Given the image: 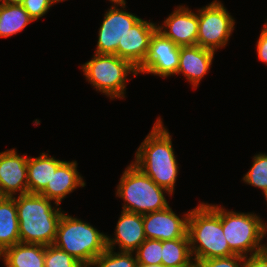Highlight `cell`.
<instances>
[{"label": "cell", "instance_id": "6da1fadb", "mask_svg": "<svg viewBox=\"0 0 267 267\" xmlns=\"http://www.w3.org/2000/svg\"><path fill=\"white\" fill-rule=\"evenodd\" d=\"M160 116L151 131L138 146L134 161H131L158 186L172 195L178 177L179 166L172 144V135L163 125Z\"/></svg>", "mask_w": 267, "mask_h": 267}, {"label": "cell", "instance_id": "7a4b0ae2", "mask_svg": "<svg viewBox=\"0 0 267 267\" xmlns=\"http://www.w3.org/2000/svg\"><path fill=\"white\" fill-rule=\"evenodd\" d=\"M187 234L195 264L201 260L235 255L222 230L220 205L200 202L190 210Z\"/></svg>", "mask_w": 267, "mask_h": 267}, {"label": "cell", "instance_id": "3957f363", "mask_svg": "<svg viewBox=\"0 0 267 267\" xmlns=\"http://www.w3.org/2000/svg\"><path fill=\"white\" fill-rule=\"evenodd\" d=\"M18 196V197H17ZM15 196L19 221L20 242L53 244L57 226L64 211L59 204L52 206V200L40 194H23Z\"/></svg>", "mask_w": 267, "mask_h": 267}, {"label": "cell", "instance_id": "277c9868", "mask_svg": "<svg viewBox=\"0 0 267 267\" xmlns=\"http://www.w3.org/2000/svg\"><path fill=\"white\" fill-rule=\"evenodd\" d=\"M118 183L116 196L124 201V211L144 215L169 206L165 197L166 194H172L158 186L132 162L124 170Z\"/></svg>", "mask_w": 267, "mask_h": 267}, {"label": "cell", "instance_id": "5b68a950", "mask_svg": "<svg viewBox=\"0 0 267 267\" xmlns=\"http://www.w3.org/2000/svg\"><path fill=\"white\" fill-rule=\"evenodd\" d=\"M53 244L70 254L82 265H91L94 259L107 248L106 234L94 228L90 223L64 212L59 220Z\"/></svg>", "mask_w": 267, "mask_h": 267}, {"label": "cell", "instance_id": "8992f818", "mask_svg": "<svg viewBox=\"0 0 267 267\" xmlns=\"http://www.w3.org/2000/svg\"><path fill=\"white\" fill-rule=\"evenodd\" d=\"M86 81L96 91L104 93L111 100L125 98L128 75L138 76V70L130 62L117 55L94 53L90 61L81 65Z\"/></svg>", "mask_w": 267, "mask_h": 267}, {"label": "cell", "instance_id": "52a82bcc", "mask_svg": "<svg viewBox=\"0 0 267 267\" xmlns=\"http://www.w3.org/2000/svg\"><path fill=\"white\" fill-rule=\"evenodd\" d=\"M221 223L225 239L235 255L247 257L262 252L267 232L260 215L230 211L221 205Z\"/></svg>", "mask_w": 267, "mask_h": 267}, {"label": "cell", "instance_id": "ba28073f", "mask_svg": "<svg viewBox=\"0 0 267 267\" xmlns=\"http://www.w3.org/2000/svg\"><path fill=\"white\" fill-rule=\"evenodd\" d=\"M235 20L223 3L214 0L198 9L197 45L216 52L225 47L234 30Z\"/></svg>", "mask_w": 267, "mask_h": 267}, {"label": "cell", "instance_id": "9c48e42d", "mask_svg": "<svg viewBox=\"0 0 267 267\" xmlns=\"http://www.w3.org/2000/svg\"><path fill=\"white\" fill-rule=\"evenodd\" d=\"M126 2L112 4L105 12L98 31V41L95 53L117 55L119 42L124 35L140 19L126 10Z\"/></svg>", "mask_w": 267, "mask_h": 267}, {"label": "cell", "instance_id": "30bf717a", "mask_svg": "<svg viewBox=\"0 0 267 267\" xmlns=\"http://www.w3.org/2000/svg\"><path fill=\"white\" fill-rule=\"evenodd\" d=\"M180 47L156 30L151 37L149 50L138 73L153 74L159 77L176 75L179 67Z\"/></svg>", "mask_w": 267, "mask_h": 267}, {"label": "cell", "instance_id": "8fae6325", "mask_svg": "<svg viewBox=\"0 0 267 267\" xmlns=\"http://www.w3.org/2000/svg\"><path fill=\"white\" fill-rule=\"evenodd\" d=\"M190 210L180 218L170 206L143 215V225L146 239L160 241L189 238L188 217Z\"/></svg>", "mask_w": 267, "mask_h": 267}, {"label": "cell", "instance_id": "7c38bea8", "mask_svg": "<svg viewBox=\"0 0 267 267\" xmlns=\"http://www.w3.org/2000/svg\"><path fill=\"white\" fill-rule=\"evenodd\" d=\"M27 155L15 148L0 152V197H15L28 193Z\"/></svg>", "mask_w": 267, "mask_h": 267}, {"label": "cell", "instance_id": "4fadbf2b", "mask_svg": "<svg viewBox=\"0 0 267 267\" xmlns=\"http://www.w3.org/2000/svg\"><path fill=\"white\" fill-rule=\"evenodd\" d=\"M176 7L157 30L179 47L197 45L198 10L194 13L188 6Z\"/></svg>", "mask_w": 267, "mask_h": 267}, {"label": "cell", "instance_id": "5bb4252c", "mask_svg": "<svg viewBox=\"0 0 267 267\" xmlns=\"http://www.w3.org/2000/svg\"><path fill=\"white\" fill-rule=\"evenodd\" d=\"M157 23L140 18L119 42L117 56L130 62L137 69L144 62Z\"/></svg>", "mask_w": 267, "mask_h": 267}, {"label": "cell", "instance_id": "9a60e30c", "mask_svg": "<svg viewBox=\"0 0 267 267\" xmlns=\"http://www.w3.org/2000/svg\"><path fill=\"white\" fill-rule=\"evenodd\" d=\"M114 235H106L107 248L114 250L118 245L119 252H134L146 240L143 215L122 210Z\"/></svg>", "mask_w": 267, "mask_h": 267}, {"label": "cell", "instance_id": "2e32d148", "mask_svg": "<svg viewBox=\"0 0 267 267\" xmlns=\"http://www.w3.org/2000/svg\"><path fill=\"white\" fill-rule=\"evenodd\" d=\"M215 52L198 45L180 47L179 67L176 75L183 74L196 89L202 78L209 72Z\"/></svg>", "mask_w": 267, "mask_h": 267}, {"label": "cell", "instance_id": "e0dca14e", "mask_svg": "<svg viewBox=\"0 0 267 267\" xmlns=\"http://www.w3.org/2000/svg\"><path fill=\"white\" fill-rule=\"evenodd\" d=\"M77 161H63L53 171L51 181L48 182L46 188L40 193L49 200L54 201L53 205L61 203L68 194L79 187H85L86 183L77 169Z\"/></svg>", "mask_w": 267, "mask_h": 267}, {"label": "cell", "instance_id": "ac0fdd59", "mask_svg": "<svg viewBox=\"0 0 267 267\" xmlns=\"http://www.w3.org/2000/svg\"><path fill=\"white\" fill-rule=\"evenodd\" d=\"M63 161L50 157L45 152L40 153L38 157L29 156L27 161L28 193L40 194L51 181L53 171H56Z\"/></svg>", "mask_w": 267, "mask_h": 267}, {"label": "cell", "instance_id": "d6986e66", "mask_svg": "<svg viewBox=\"0 0 267 267\" xmlns=\"http://www.w3.org/2000/svg\"><path fill=\"white\" fill-rule=\"evenodd\" d=\"M5 267H44L45 246L19 242L1 254Z\"/></svg>", "mask_w": 267, "mask_h": 267}, {"label": "cell", "instance_id": "ffe728a7", "mask_svg": "<svg viewBox=\"0 0 267 267\" xmlns=\"http://www.w3.org/2000/svg\"><path fill=\"white\" fill-rule=\"evenodd\" d=\"M20 242L15 197H0V254Z\"/></svg>", "mask_w": 267, "mask_h": 267}, {"label": "cell", "instance_id": "44dd1931", "mask_svg": "<svg viewBox=\"0 0 267 267\" xmlns=\"http://www.w3.org/2000/svg\"><path fill=\"white\" fill-rule=\"evenodd\" d=\"M34 22L21 4H0V38H8Z\"/></svg>", "mask_w": 267, "mask_h": 267}, {"label": "cell", "instance_id": "7402d4cb", "mask_svg": "<svg viewBox=\"0 0 267 267\" xmlns=\"http://www.w3.org/2000/svg\"><path fill=\"white\" fill-rule=\"evenodd\" d=\"M165 267H193L195 265L189 238L162 241V260Z\"/></svg>", "mask_w": 267, "mask_h": 267}, {"label": "cell", "instance_id": "603a6c76", "mask_svg": "<svg viewBox=\"0 0 267 267\" xmlns=\"http://www.w3.org/2000/svg\"><path fill=\"white\" fill-rule=\"evenodd\" d=\"M242 181L261 189L264 197L267 195V153L260 152L253 156L252 166Z\"/></svg>", "mask_w": 267, "mask_h": 267}, {"label": "cell", "instance_id": "cb8c5ba5", "mask_svg": "<svg viewBox=\"0 0 267 267\" xmlns=\"http://www.w3.org/2000/svg\"><path fill=\"white\" fill-rule=\"evenodd\" d=\"M134 252H115L106 248L94 259L91 267H136L137 260Z\"/></svg>", "mask_w": 267, "mask_h": 267}, {"label": "cell", "instance_id": "d4e9b609", "mask_svg": "<svg viewBox=\"0 0 267 267\" xmlns=\"http://www.w3.org/2000/svg\"><path fill=\"white\" fill-rule=\"evenodd\" d=\"M137 263L158 265L162 260V241L146 239L135 251Z\"/></svg>", "mask_w": 267, "mask_h": 267}, {"label": "cell", "instance_id": "484cf974", "mask_svg": "<svg viewBox=\"0 0 267 267\" xmlns=\"http://www.w3.org/2000/svg\"><path fill=\"white\" fill-rule=\"evenodd\" d=\"M82 264L54 244L45 246L44 267H81Z\"/></svg>", "mask_w": 267, "mask_h": 267}, {"label": "cell", "instance_id": "4316f807", "mask_svg": "<svg viewBox=\"0 0 267 267\" xmlns=\"http://www.w3.org/2000/svg\"><path fill=\"white\" fill-rule=\"evenodd\" d=\"M59 3L58 0H23L22 7L27 11L29 16L37 21L42 18L52 5Z\"/></svg>", "mask_w": 267, "mask_h": 267}, {"label": "cell", "instance_id": "83f0119b", "mask_svg": "<svg viewBox=\"0 0 267 267\" xmlns=\"http://www.w3.org/2000/svg\"><path fill=\"white\" fill-rule=\"evenodd\" d=\"M196 265L198 267H244V257L231 255L228 257L212 258L198 261Z\"/></svg>", "mask_w": 267, "mask_h": 267}, {"label": "cell", "instance_id": "f1b7e54d", "mask_svg": "<svg viewBox=\"0 0 267 267\" xmlns=\"http://www.w3.org/2000/svg\"><path fill=\"white\" fill-rule=\"evenodd\" d=\"M256 50L258 59L261 62L266 63L267 66V22H265L264 26L262 27V31L257 40Z\"/></svg>", "mask_w": 267, "mask_h": 267}, {"label": "cell", "instance_id": "f546056e", "mask_svg": "<svg viewBox=\"0 0 267 267\" xmlns=\"http://www.w3.org/2000/svg\"><path fill=\"white\" fill-rule=\"evenodd\" d=\"M244 267H267V257L263 252L244 257Z\"/></svg>", "mask_w": 267, "mask_h": 267}, {"label": "cell", "instance_id": "4dcf8cb0", "mask_svg": "<svg viewBox=\"0 0 267 267\" xmlns=\"http://www.w3.org/2000/svg\"><path fill=\"white\" fill-rule=\"evenodd\" d=\"M136 267H165V266L162 265V264H158V265H145V264L137 263Z\"/></svg>", "mask_w": 267, "mask_h": 267}, {"label": "cell", "instance_id": "1f68e13d", "mask_svg": "<svg viewBox=\"0 0 267 267\" xmlns=\"http://www.w3.org/2000/svg\"><path fill=\"white\" fill-rule=\"evenodd\" d=\"M111 2V4H120L126 2L125 0H108Z\"/></svg>", "mask_w": 267, "mask_h": 267}, {"label": "cell", "instance_id": "d6a6232c", "mask_svg": "<svg viewBox=\"0 0 267 267\" xmlns=\"http://www.w3.org/2000/svg\"><path fill=\"white\" fill-rule=\"evenodd\" d=\"M23 0H8V3L10 4H21Z\"/></svg>", "mask_w": 267, "mask_h": 267}, {"label": "cell", "instance_id": "836d02e7", "mask_svg": "<svg viewBox=\"0 0 267 267\" xmlns=\"http://www.w3.org/2000/svg\"><path fill=\"white\" fill-rule=\"evenodd\" d=\"M262 252L266 255L267 257V244H263L262 246Z\"/></svg>", "mask_w": 267, "mask_h": 267}, {"label": "cell", "instance_id": "e575fe53", "mask_svg": "<svg viewBox=\"0 0 267 267\" xmlns=\"http://www.w3.org/2000/svg\"><path fill=\"white\" fill-rule=\"evenodd\" d=\"M8 3V0H0V4Z\"/></svg>", "mask_w": 267, "mask_h": 267}, {"label": "cell", "instance_id": "d590c367", "mask_svg": "<svg viewBox=\"0 0 267 267\" xmlns=\"http://www.w3.org/2000/svg\"><path fill=\"white\" fill-rule=\"evenodd\" d=\"M265 225V232H267V223H264Z\"/></svg>", "mask_w": 267, "mask_h": 267}, {"label": "cell", "instance_id": "8d00e7d4", "mask_svg": "<svg viewBox=\"0 0 267 267\" xmlns=\"http://www.w3.org/2000/svg\"><path fill=\"white\" fill-rule=\"evenodd\" d=\"M81 267H91V265H82Z\"/></svg>", "mask_w": 267, "mask_h": 267}]
</instances>
